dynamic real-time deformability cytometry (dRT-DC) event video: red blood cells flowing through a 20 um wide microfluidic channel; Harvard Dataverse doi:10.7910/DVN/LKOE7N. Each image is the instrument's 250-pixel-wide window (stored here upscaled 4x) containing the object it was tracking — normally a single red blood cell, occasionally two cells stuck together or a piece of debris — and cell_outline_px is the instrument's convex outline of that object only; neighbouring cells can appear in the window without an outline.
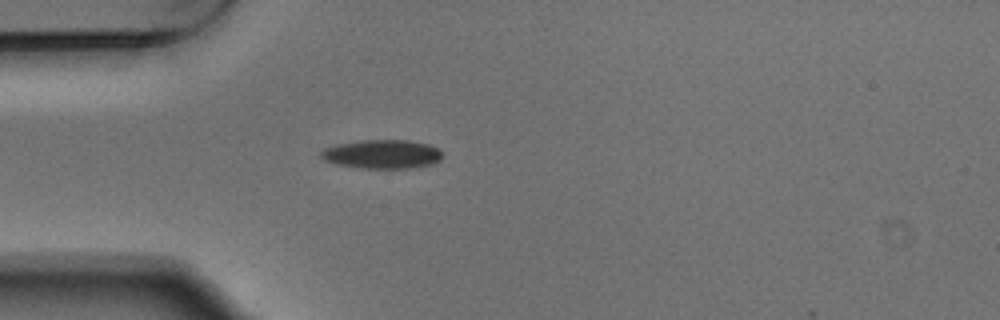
{"species": "Egyptian fruit bat (a non-hibernating species)", "species_latin": "Rousettus aegyptiacus", "temperature_condition": "warm", "stored_images_in_passage": 4, "camera_frame_rate_fps": 3000, "um_per_image_px": 0.085, "animal": {"sex": "male"}, "frame": {"image": 1, "passage_image": 4, "time_ms": 1.0, "image_size_px": [1000, 320], "cell_outline_px": [[444, 156], [440, 160], [432, 164], [412, 168], [360, 168], [336, 164], [324, 160], [320, 156], [320, 152], [324, 148], [336, 144], [360, 140], [408, 140], [428, 144], [444, 152]], "centroid_in_image_um": [32.49, 13.1], "position_along_channel_um": 52.5, "area_um2": 20.63}}